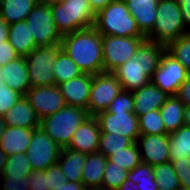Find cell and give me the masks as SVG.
Here are the masks:
<instances>
[{"label":"cell","mask_w":190,"mask_h":190,"mask_svg":"<svg viewBox=\"0 0 190 190\" xmlns=\"http://www.w3.org/2000/svg\"><path fill=\"white\" fill-rule=\"evenodd\" d=\"M101 130L95 116H88L71 137L67 148L85 154L98 151Z\"/></svg>","instance_id":"cell-17"},{"label":"cell","mask_w":190,"mask_h":190,"mask_svg":"<svg viewBox=\"0 0 190 190\" xmlns=\"http://www.w3.org/2000/svg\"><path fill=\"white\" fill-rule=\"evenodd\" d=\"M1 68L2 80L6 83V85H8L12 90L26 95L27 91L31 87L25 57H18L16 60L1 66Z\"/></svg>","instance_id":"cell-22"},{"label":"cell","mask_w":190,"mask_h":190,"mask_svg":"<svg viewBox=\"0 0 190 190\" xmlns=\"http://www.w3.org/2000/svg\"><path fill=\"white\" fill-rule=\"evenodd\" d=\"M127 170L107 160L102 180V190H117L128 177Z\"/></svg>","instance_id":"cell-37"},{"label":"cell","mask_w":190,"mask_h":190,"mask_svg":"<svg viewBox=\"0 0 190 190\" xmlns=\"http://www.w3.org/2000/svg\"><path fill=\"white\" fill-rule=\"evenodd\" d=\"M51 11L62 36L95 25L96 12L88 0H63L51 5Z\"/></svg>","instance_id":"cell-4"},{"label":"cell","mask_w":190,"mask_h":190,"mask_svg":"<svg viewBox=\"0 0 190 190\" xmlns=\"http://www.w3.org/2000/svg\"><path fill=\"white\" fill-rule=\"evenodd\" d=\"M5 121H4V117L0 115V139L2 138V135L4 133L5 130Z\"/></svg>","instance_id":"cell-53"},{"label":"cell","mask_w":190,"mask_h":190,"mask_svg":"<svg viewBox=\"0 0 190 190\" xmlns=\"http://www.w3.org/2000/svg\"><path fill=\"white\" fill-rule=\"evenodd\" d=\"M63 0H37L38 4H44V5H54V4H58L59 2H62Z\"/></svg>","instance_id":"cell-52"},{"label":"cell","mask_w":190,"mask_h":190,"mask_svg":"<svg viewBox=\"0 0 190 190\" xmlns=\"http://www.w3.org/2000/svg\"><path fill=\"white\" fill-rule=\"evenodd\" d=\"M62 148L48 136L41 127L34 128V133L26 154L33 171H45L58 163Z\"/></svg>","instance_id":"cell-11"},{"label":"cell","mask_w":190,"mask_h":190,"mask_svg":"<svg viewBox=\"0 0 190 190\" xmlns=\"http://www.w3.org/2000/svg\"><path fill=\"white\" fill-rule=\"evenodd\" d=\"M184 107L185 105L177 96H169L160 107L161 118L168 133H172L184 125Z\"/></svg>","instance_id":"cell-27"},{"label":"cell","mask_w":190,"mask_h":190,"mask_svg":"<svg viewBox=\"0 0 190 190\" xmlns=\"http://www.w3.org/2000/svg\"><path fill=\"white\" fill-rule=\"evenodd\" d=\"M182 188H190V158H181L171 163Z\"/></svg>","instance_id":"cell-41"},{"label":"cell","mask_w":190,"mask_h":190,"mask_svg":"<svg viewBox=\"0 0 190 190\" xmlns=\"http://www.w3.org/2000/svg\"><path fill=\"white\" fill-rule=\"evenodd\" d=\"M117 190H139V188L136 183L129 180V178H126Z\"/></svg>","instance_id":"cell-50"},{"label":"cell","mask_w":190,"mask_h":190,"mask_svg":"<svg viewBox=\"0 0 190 190\" xmlns=\"http://www.w3.org/2000/svg\"><path fill=\"white\" fill-rule=\"evenodd\" d=\"M101 133H113L129 138L137 142L141 135L139 130V118L134 113L127 111L110 114L107 111L98 113L96 116Z\"/></svg>","instance_id":"cell-13"},{"label":"cell","mask_w":190,"mask_h":190,"mask_svg":"<svg viewBox=\"0 0 190 190\" xmlns=\"http://www.w3.org/2000/svg\"><path fill=\"white\" fill-rule=\"evenodd\" d=\"M134 101L131 91L122 90L118 96L111 102L107 112L114 114L115 112H130L133 113Z\"/></svg>","instance_id":"cell-38"},{"label":"cell","mask_w":190,"mask_h":190,"mask_svg":"<svg viewBox=\"0 0 190 190\" xmlns=\"http://www.w3.org/2000/svg\"><path fill=\"white\" fill-rule=\"evenodd\" d=\"M107 160L130 172L141 163L139 146L136 142H133L122 151L112 154Z\"/></svg>","instance_id":"cell-33"},{"label":"cell","mask_w":190,"mask_h":190,"mask_svg":"<svg viewBox=\"0 0 190 190\" xmlns=\"http://www.w3.org/2000/svg\"><path fill=\"white\" fill-rule=\"evenodd\" d=\"M0 190H30L29 176L10 177L0 175Z\"/></svg>","instance_id":"cell-40"},{"label":"cell","mask_w":190,"mask_h":190,"mask_svg":"<svg viewBox=\"0 0 190 190\" xmlns=\"http://www.w3.org/2000/svg\"><path fill=\"white\" fill-rule=\"evenodd\" d=\"M157 18L153 31L146 39L168 46L186 34L183 14L175 0H160L157 3Z\"/></svg>","instance_id":"cell-6"},{"label":"cell","mask_w":190,"mask_h":190,"mask_svg":"<svg viewBox=\"0 0 190 190\" xmlns=\"http://www.w3.org/2000/svg\"><path fill=\"white\" fill-rule=\"evenodd\" d=\"M184 124L190 126V104L184 107Z\"/></svg>","instance_id":"cell-51"},{"label":"cell","mask_w":190,"mask_h":190,"mask_svg":"<svg viewBox=\"0 0 190 190\" xmlns=\"http://www.w3.org/2000/svg\"><path fill=\"white\" fill-rule=\"evenodd\" d=\"M122 91L120 81L111 72L94 74L88 101L89 116L107 111L111 102Z\"/></svg>","instance_id":"cell-10"},{"label":"cell","mask_w":190,"mask_h":190,"mask_svg":"<svg viewBox=\"0 0 190 190\" xmlns=\"http://www.w3.org/2000/svg\"><path fill=\"white\" fill-rule=\"evenodd\" d=\"M106 163L107 158L100 151L87 154L81 179L87 189H101Z\"/></svg>","instance_id":"cell-23"},{"label":"cell","mask_w":190,"mask_h":190,"mask_svg":"<svg viewBox=\"0 0 190 190\" xmlns=\"http://www.w3.org/2000/svg\"><path fill=\"white\" fill-rule=\"evenodd\" d=\"M190 158V126L182 125L169 133V162Z\"/></svg>","instance_id":"cell-28"},{"label":"cell","mask_w":190,"mask_h":190,"mask_svg":"<svg viewBox=\"0 0 190 190\" xmlns=\"http://www.w3.org/2000/svg\"><path fill=\"white\" fill-rule=\"evenodd\" d=\"M8 41L20 57H26L36 48L33 35L25 20L9 25Z\"/></svg>","instance_id":"cell-25"},{"label":"cell","mask_w":190,"mask_h":190,"mask_svg":"<svg viewBox=\"0 0 190 190\" xmlns=\"http://www.w3.org/2000/svg\"><path fill=\"white\" fill-rule=\"evenodd\" d=\"M46 177L49 190H54L60 185H65L67 183L66 176L63 174L58 163H55L46 169Z\"/></svg>","instance_id":"cell-42"},{"label":"cell","mask_w":190,"mask_h":190,"mask_svg":"<svg viewBox=\"0 0 190 190\" xmlns=\"http://www.w3.org/2000/svg\"><path fill=\"white\" fill-rule=\"evenodd\" d=\"M129 180L136 183L139 190H159L155 182L153 166L148 163L141 162L128 172Z\"/></svg>","instance_id":"cell-32"},{"label":"cell","mask_w":190,"mask_h":190,"mask_svg":"<svg viewBox=\"0 0 190 190\" xmlns=\"http://www.w3.org/2000/svg\"><path fill=\"white\" fill-rule=\"evenodd\" d=\"M132 143L133 142L129 138L121 135H116L113 133H101L98 151L103 153L106 158H109L112 154L122 151Z\"/></svg>","instance_id":"cell-35"},{"label":"cell","mask_w":190,"mask_h":190,"mask_svg":"<svg viewBox=\"0 0 190 190\" xmlns=\"http://www.w3.org/2000/svg\"><path fill=\"white\" fill-rule=\"evenodd\" d=\"M34 128L5 127L0 139V157L26 153Z\"/></svg>","instance_id":"cell-18"},{"label":"cell","mask_w":190,"mask_h":190,"mask_svg":"<svg viewBox=\"0 0 190 190\" xmlns=\"http://www.w3.org/2000/svg\"><path fill=\"white\" fill-rule=\"evenodd\" d=\"M188 74L189 72L186 68L172 55L165 51L150 82L168 96H176L178 89L186 80Z\"/></svg>","instance_id":"cell-12"},{"label":"cell","mask_w":190,"mask_h":190,"mask_svg":"<svg viewBox=\"0 0 190 190\" xmlns=\"http://www.w3.org/2000/svg\"><path fill=\"white\" fill-rule=\"evenodd\" d=\"M176 96L184 105L190 104V73L178 89Z\"/></svg>","instance_id":"cell-45"},{"label":"cell","mask_w":190,"mask_h":190,"mask_svg":"<svg viewBox=\"0 0 190 190\" xmlns=\"http://www.w3.org/2000/svg\"><path fill=\"white\" fill-rule=\"evenodd\" d=\"M5 126L20 128H38L40 119L26 95L17 101L11 109L4 114Z\"/></svg>","instance_id":"cell-19"},{"label":"cell","mask_w":190,"mask_h":190,"mask_svg":"<svg viewBox=\"0 0 190 190\" xmlns=\"http://www.w3.org/2000/svg\"><path fill=\"white\" fill-rule=\"evenodd\" d=\"M2 68H1V66H0V86H2V85H6V83L2 80Z\"/></svg>","instance_id":"cell-54"},{"label":"cell","mask_w":190,"mask_h":190,"mask_svg":"<svg viewBox=\"0 0 190 190\" xmlns=\"http://www.w3.org/2000/svg\"><path fill=\"white\" fill-rule=\"evenodd\" d=\"M180 9L183 14L184 25L186 27V32L190 33V0H185L179 3Z\"/></svg>","instance_id":"cell-46"},{"label":"cell","mask_w":190,"mask_h":190,"mask_svg":"<svg viewBox=\"0 0 190 190\" xmlns=\"http://www.w3.org/2000/svg\"><path fill=\"white\" fill-rule=\"evenodd\" d=\"M61 48L83 73L103 72L102 35L94 26L63 35Z\"/></svg>","instance_id":"cell-2"},{"label":"cell","mask_w":190,"mask_h":190,"mask_svg":"<svg viewBox=\"0 0 190 190\" xmlns=\"http://www.w3.org/2000/svg\"><path fill=\"white\" fill-rule=\"evenodd\" d=\"M25 21L33 35L36 47L61 44L63 36L54 23L51 6L37 3Z\"/></svg>","instance_id":"cell-9"},{"label":"cell","mask_w":190,"mask_h":190,"mask_svg":"<svg viewBox=\"0 0 190 190\" xmlns=\"http://www.w3.org/2000/svg\"><path fill=\"white\" fill-rule=\"evenodd\" d=\"M136 143L141 162L152 166L169 162V134L140 135Z\"/></svg>","instance_id":"cell-15"},{"label":"cell","mask_w":190,"mask_h":190,"mask_svg":"<svg viewBox=\"0 0 190 190\" xmlns=\"http://www.w3.org/2000/svg\"><path fill=\"white\" fill-rule=\"evenodd\" d=\"M94 27L101 35L145 37L131 15L125 0H113L96 13Z\"/></svg>","instance_id":"cell-3"},{"label":"cell","mask_w":190,"mask_h":190,"mask_svg":"<svg viewBox=\"0 0 190 190\" xmlns=\"http://www.w3.org/2000/svg\"><path fill=\"white\" fill-rule=\"evenodd\" d=\"M9 25L0 16V43L8 40Z\"/></svg>","instance_id":"cell-48"},{"label":"cell","mask_w":190,"mask_h":190,"mask_svg":"<svg viewBox=\"0 0 190 190\" xmlns=\"http://www.w3.org/2000/svg\"><path fill=\"white\" fill-rule=\"evenodd\" d=\"M28 176L30 190H49L46 170L32 171Z\"/></svg>","instance_id":"cell-43"},{"label":"cell","mask_w":190,"mask_h":190,"mask_svg":"<svg viewBox=\"0 0 190 190\" xmlns=\"http://www.w3.org/2000/svg\"><path fill=\"white\" fill-rule=\"evenodd\" d=\"M165 51L166 46L145 39L135 56L111 73L120 81L122 90L133 92L150 83Z\"/></svg>","instance_id":"cell-1"},{"label":"cell","mask_w":190,"mask_h":190,"mask_svg":"<svg viewBox=\"0 0 190 190\" xmlns=\"http://www.w3.org/2000/svg\"><path fill=\"white\" fill-rule=\"evenodd\" d=\"M54 190H88V189L82 184V182L67 181L65 185H60Z\"/></svg>","instance_id":"cell-47"},{"label":"cell","mask_w":190,"mask_h":190,"mask_svg":"<svg viewBox=\"0 0 190 190\" xmlns=\"http://www.w3.org/2000/svg\"><path fill=\"white\" fill-rule=\"evenodd\" d=\"M177 3H181V2H183V1H185V0H175Z\"/></svg>","instance_id":"cell-56"},{"label":"cell","mask_w":190,"mask_h":190,"mask_svg":"<svg viewBox=\"0 0 190 190\" xmlns=\"http://www.w3.org/2000/svg\"><path fill=\"white\" fill-rule=\"evenodd\" d=\"M56 85L83 74L82 70L61 48L57 52L56 64L53 66Z\"/></svg>","instance_id":"cell-30"},{"label":"cell","mask_w":190,"mask_h":190,"mask_svg":"<svg viewBox=\"0 0 190 190\" xmlns=\"http://www.w3.org/2000/svg\"><path fill=\"white\" fill-rule=\"evenodd\" d=\"M87 154L69 148H62L58 164L69 182H81L82 169Z\"/></svg>","instance_id":"cell-24"},{"label":"cell","mask_w":190,"mask_h":190,"mask_svg":"<svg viewBox=\"0 0 190 190\" xmlns=\"http://www.w3.org/2000/svg\"><path fill=\"white\" fill-rule=\"evenodd\" d=\"M141 135L169 134L166 131L159 109L138 116Z\"/></svg>","instance_id":"cell-34"},{"label":"cell","mask_w":190,"mask_h":190,"mask_svg":"<svg viewBox=\"0 0 190 190\" xmlns=\"http://www.w3.org/2000/svg\"><path fill=\"white\" fill-rule=\"evenodd\" d=\"M31 162L26 153L0 157V175L10 177L28 176L32 172Z\"/></svg>","instance_id":"cell-29"},{"label":"cell","mask_w":190,"mask_h":190,"mask_svg":"<svg viewBox=\"0 0 190 190\" xmlns=\"http://www.w3.org/2000/svg\"><path fill=\"white\" fill-rule=\"evenodd\" d=\"M160 0H125L127 7L136 20L141 33L147 37L156 22L157 3Z\"/></svg>","instance_id":"cell-20"},{"label":"cell","mask_w":190,"mask_h":190,"mask_svg":"<svg viewBox=\"0 0 190 190\" xmlns=\"http://www.w3.org/2000/svg\"><path fill=\"white\" fill-rule=\"evenodd\" d=\"M93 74L83 73L58 85L65 104L88 111Z\"/></svg>","instance_id":"cell-16"},{"label":"cell","mask_w":190,"mask_h":190,"mask_svg":"<svg viewBox=\"0 0 190 190\" xmlns=\"http://www.w3.org/2000/svg\"><path fill=\"white\" fill-rule=\"evenodd\" d=\"M23 97L18 91L12 90L8 85L0 86V115L4 114Z\"/></svg>","instance_id":"cell-39"},{"label":"cell","mask_w":190,"mask_h":190,"mask_svg":"<svg viewBox=\"0 0 190 190\" xmlns=\"http://www.w3.org/2000/svg\"><path fill=\"white\" fill-rule=\"evenodd\" d=\"M179 190H190V188H180Z\"/></svg>","instance_id":"cell-55"},{"label":"cell","mask_w":190,"mask_h":190,"mask_svg":"<svg viewBox=\"0 0 190 190\" xmlns=\"http://www.w3.org/2000/svg\"><path fill=\"white\" fill-rule=\"evenodd\" d=\"M146 37H118L102 35L103 72H112L133 58Z\"/></svg>","instance_id":"cell-8"},{"label":"cell","mask_w":190,"mask_h":190,"mask_svg":"<svg viewBox=\"0 0 190 190\" xmlns=\"http://www.w3.org/2000/svg\"><path fill=\"white\" fill-rule=\"evenodd\" d=\"M20 57L8 40L0 43V66L16 60Z\"/></svg>","instance_id":"cell-44"},{"label":"cell","mask_w":190,"mask_h":190,"mask_svg":"<svg viewBox=\"0 0 190 190\" xmlns=\"http://www.w3.org/2000/svg\"><path fill=\"white\" fill-rule=\"evenodd\" d=\"M37 0H0V16L11 25L26 20Z\"/></svg>","instance_id":"cell-26"},{"label":"cell","mask_w":190,"mask_h":190,"mask_svg":"<svg viewBox=\"0 0 190 190\" xmlns=\"http://www.w3.org/2000/svg\"><path fill=\"white\" fill-rule=\"evenodd\" d=\"M166 51L178 60L190 73V33H186L171 42Z\"/></svg>","instance_id":"cell-36"},{"label":"cell","mask_w":190,"mask_h":190,"mask_svg":"<svg viewBox=\"0 0 190 190\" xmlns=\"http://www.w3.org/2000/svg\"><path fill=\"white\" fill-rule=\"evenodd\" d=\"M153 172L159 190H179L181 188L171 162L153 166Z\"/></svg>","instance_id":"cell-31"},{"label":"cell","mask_w":190,"mask_h":190,"mask_svg":"<svg viewBox=\"0 0 190 190\" xmlns=\"http://www.w3.org/2000/svg\"><path fill=\"white\" fill-rule=\"evenodd\" d=\"M26 97L40 120L55 114L66 105L58 85L32 87L27 91Z\"/></svg>","instance_id":"cell-14"},{"label":"cell","mask_w":190,"mask_h":190,"mask_svg":"<svg viewBox=\"0 0 190 190\" xmlns=\"http://www.w3.org/2000/svg\"><path fill=\"white\" fill-rule=\"evenodd\" d=\"M136 116L145 114L152 110H158L169 97L151 82L132 92Z\"/></svg>","instance_id":"cell-21"},{"label":"cell","mask_w":190,"mask_h":190,"mask_svg":"<svg viewBox=\"0 0 190 190\" xmlns=\"http://www.w3.org/2000/svg\"><path fill=\"white\" fill-rule=\"evenodd\" d=\"M61 44L34 48L26 57L30 87L56 85L53 66Z\"/></svg>","instance_id":"cell-7"},{"label":"cell","mask_w":190,"mask_h":190,"mask_svg":"<svg viewBox=\"0 0 190 190\" xmlns=\"http://www.w3.org/2000/svg\"><path fill=\"white\" fill-rule=\"evenodd\" d=\"M88 116V111L83 108L65 105L55 114L42 118L40 127L57 145L67 148L71 137Z\"/></svg>","instance_id":"cell-5"},{"label":"cell","mask_w":190,"mask_h":190,"mask_svg":"<svg viewBox=\"0 0 190 190\" xmlns=\"http://www.w3.org/2000/svg\"><path fill=\"white\" fill-rule=\"evenodd\" d=\"M92 9L97 13L100 9L104 8L113 0H88Z\"/></svg>","instance_id":"cell-49"}]
</instances>
